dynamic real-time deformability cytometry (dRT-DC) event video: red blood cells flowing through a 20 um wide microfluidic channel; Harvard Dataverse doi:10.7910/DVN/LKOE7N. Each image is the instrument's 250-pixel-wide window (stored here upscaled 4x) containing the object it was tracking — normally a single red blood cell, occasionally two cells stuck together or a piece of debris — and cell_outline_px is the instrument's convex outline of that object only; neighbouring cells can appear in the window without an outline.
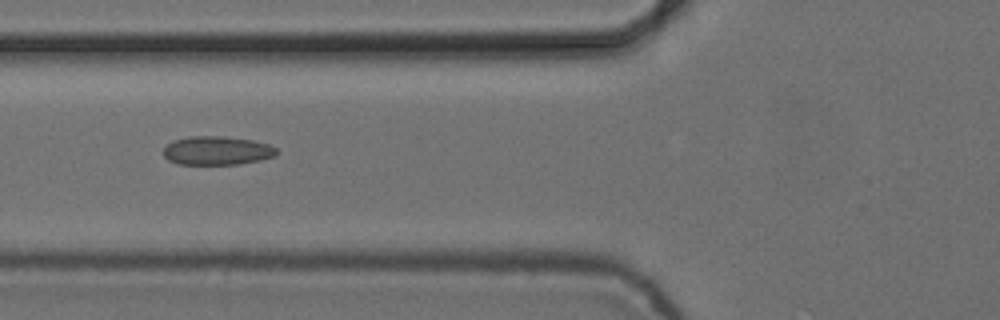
{"species": "common noctule bat (a hibernating species)", "species_latin": "Nyctalus noctula", "temperature_condition": "cold", "stored_images_in_passage": 8, "camera_frame_rate_fps": 3000, "um_per_image_px": 0.085, "animal": {"sex": "female", "body_mass_g": 24.6, "forearm_length_mm": 56.2}, "frame": {"image": 1, "passage_image": 6, "time_ms": 1.667, "image_size_px": [1000, 320], "cell_outline_px": [[280, 152], [276, 156], [260, 160], [240, 164], [176, 164], [168, 160], [164, 156], [164, 148], [172, 140], [188, 136], [224, 136], [252, 140], [268, 144], [276, 148]], "centroid_in_image_um": [18.45, 12.8], "position_along_channel_um": 107.3, "area_um2": 19.13}}
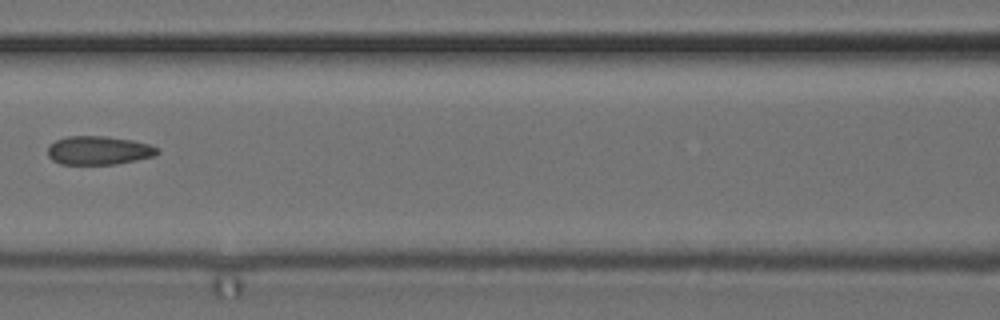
{"frame": {"image": 2, "passage_image": 7, "time_ms": 2.0, "image_size_px": [1000, 320], "cell_outline_px": [[160, 152], [156, 156], [116, 164], [60, 164], [52, 160], [48, 156], [48, 148], [56, 140], [68, 136], [104, 136], [132, 140], [148, 144], [160, 148]], "centroid_in_image_um": [8.42, 12.79], "position_along_channel_um": 158.2, "area_um2": 18.32}}
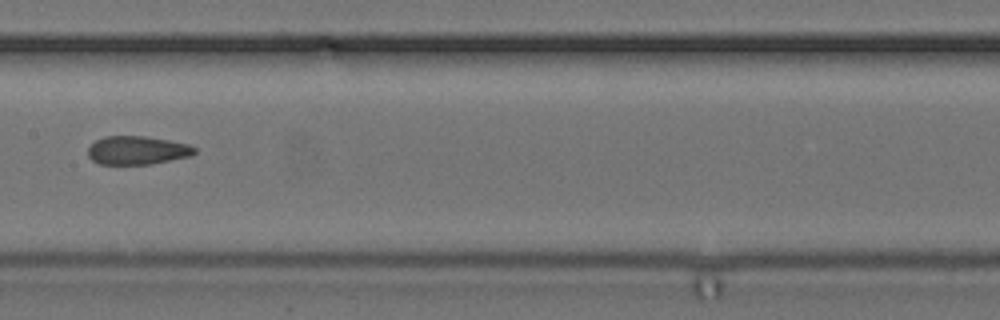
{"frame": {"image": 3, "passage_image": 8, "time_ms": 2.333, "image_size_px": [1000, 320], "cell_outline_px": [[196, 152], [192, 156], [152, 164], [100, 164], [92, 160], [88, 156], [88, 148], [96, 140], [104, 136], [144, 136], [168, 140], [188, 144], [196, 148]], "centroid_in_image_um": [11.68, 12.78], "position_along_channel_um": 195.7, "area_um2": 17.74}}